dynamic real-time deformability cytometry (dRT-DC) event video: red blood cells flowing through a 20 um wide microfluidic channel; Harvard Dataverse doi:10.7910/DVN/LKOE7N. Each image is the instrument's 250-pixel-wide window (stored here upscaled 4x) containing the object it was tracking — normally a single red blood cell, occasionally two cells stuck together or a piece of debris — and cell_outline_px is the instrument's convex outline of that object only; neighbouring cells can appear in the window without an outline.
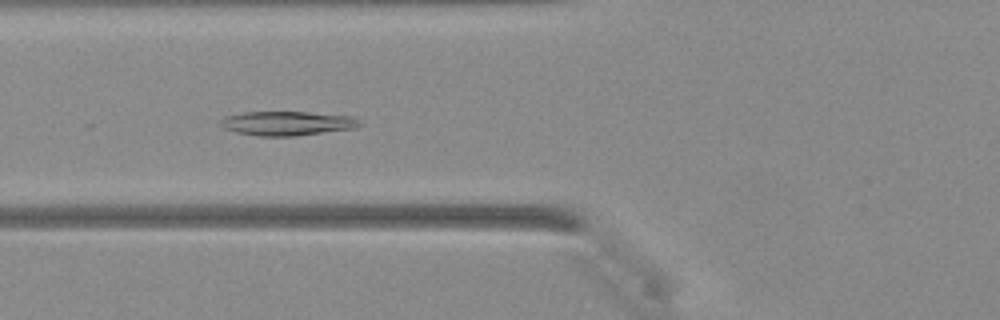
{"species": "Egyptian fruit bat (a non-hibernating species)", "species_latin": "Rousettus aegyptiacus", "temperature_condition": "warm", "stored_images_in_passage": 44, "camera_frame_rate_fps": 3000, "um_per_image_px": 0.085, "animal": {"sex": "female"}, "frame": {"image": 1, "passage_image": 17, "time_ms": 5.333, "image_size_px": [1000, 320], "cell_outline_px": [[360, 124], [356, 128], [296, 136], [260, 136], [236, 132], [224, 128], [220, 124], [220, 120], [224, 116], [244, 112], [308, 112], [352, 116], [360, 120]], "centroid_in_image_um": [24.41, 10.48], "position_along_channel_um": 101.4, "area_um2": 19.65}}
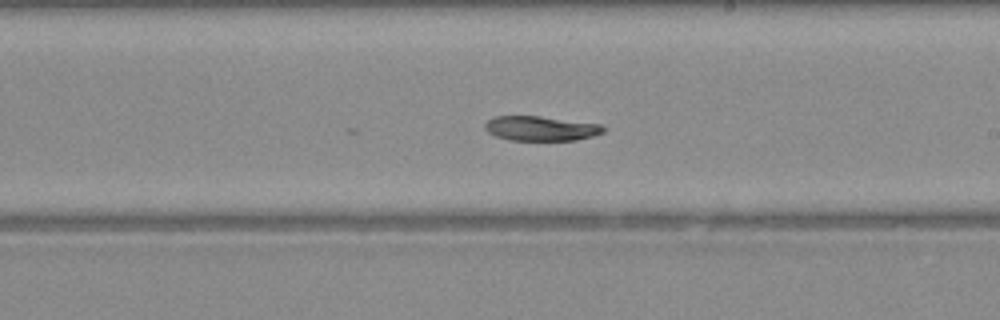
{"frame": {"image": 2, "passage_image": 26, "time_ms": 8.333, "image_size_px": [1000, 320], "cell_outline_px": [[608, 128], [604, 132], [592, 136], [576, 140], [508, 140], [496, 136], [488, 132], [484, 128], [484, 124], [488, 120], [496, 116], [540, 116], [600, 124]], "centroid_in_image_um": [45.98, 10.91], "position_along_channel_um": 243.0, "area_um2": 17.05}}
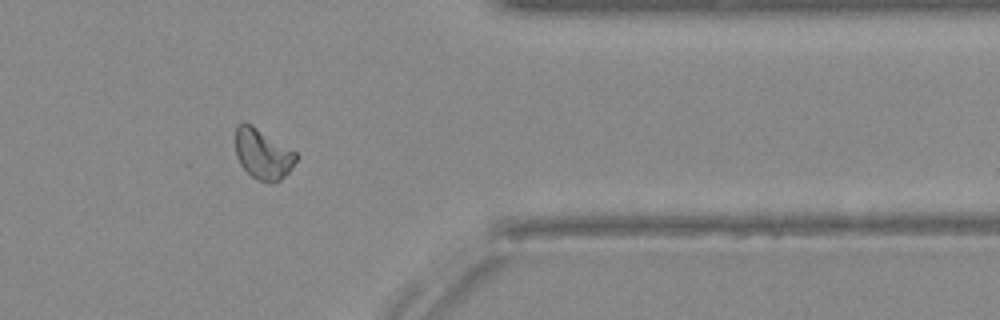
{"frame": {"image": 3, "passage_image": 36, "time_ms": 11.667, "image_size_px": [1000, 320], "cell_outline_px": [[300, 156], [292, 168], [280, 180], [272, 184], [268, 184], [256, 180], [240, 164], [236, 156], [236, 128], [244, 120], [252, 124], [296, 152]], "centroid_in_image_um": [22.36, 13.11], "position_along_channel_um": 389.0, "area_um2": 18.03}}